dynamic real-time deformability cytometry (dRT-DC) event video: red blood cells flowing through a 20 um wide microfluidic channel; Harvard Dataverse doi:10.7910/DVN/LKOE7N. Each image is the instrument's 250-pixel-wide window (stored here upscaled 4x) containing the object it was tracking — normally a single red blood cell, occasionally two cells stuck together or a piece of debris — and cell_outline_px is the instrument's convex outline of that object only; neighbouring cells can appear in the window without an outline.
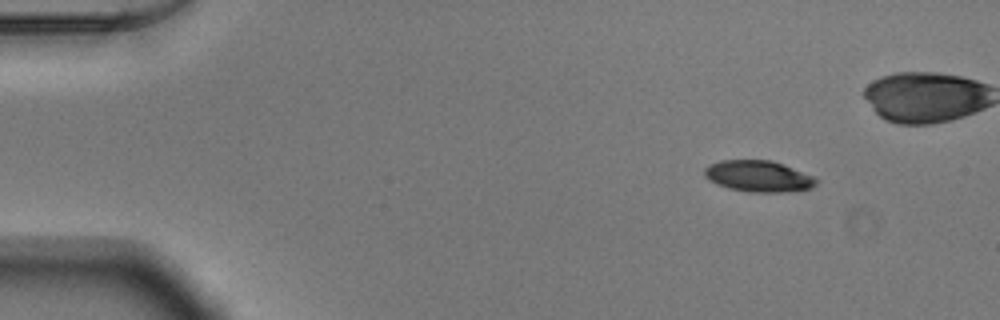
{"species": "Egyptian fruit bat (a non-hibernating species)", "species_latin": "Rousettus aegyptiacus", "temperature_condition": "warm", "stored_images_in_passage": 41, "camera_frame_rate_fps": 3000, "um_per_image_px": 0.085, "animal": {"sex": "male"}, "frame": {"image": 1, "passage_image": 1, "time_ms": 0.0, "image_size_px": [1000, 320], "cell_outline_px": [[820, 180], [812, 188], [780, 192], [748, 192], [728, 188], [716, 184], [708, 180], [704, 176], [704, 168], [708, 164], [720, 160], [768, 160], [780, 164], [812, 176]], "centroid_in_image_um": [64.4, 14.98], "position_along_channel_um": 20.6, "area_um2": 20.23}}
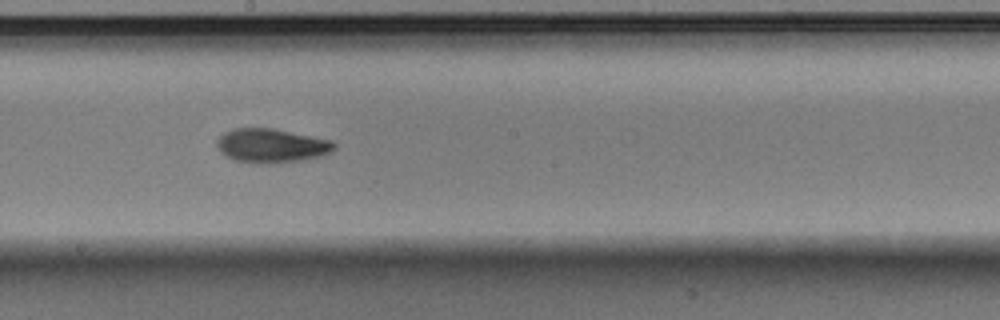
{"frame": {"image": 2, "passage_image": 24, "time_ms": 7.667, "image_size_px": [1000, 320], "cell_outline_px": [[336, 148], [328, 152], [316, 156], [300, 160], [264, 164], [256, 164], [232, 160], [224, 156], [220, 152], [216, 144], [216, 140], [224, 132], [232, 128], [272, 128], [332, 140], [336, 144]], "centroid_in_image_um": [22.99, 12.38], "position_along_channel_um": 225.2, "area_um2": 23.29}}
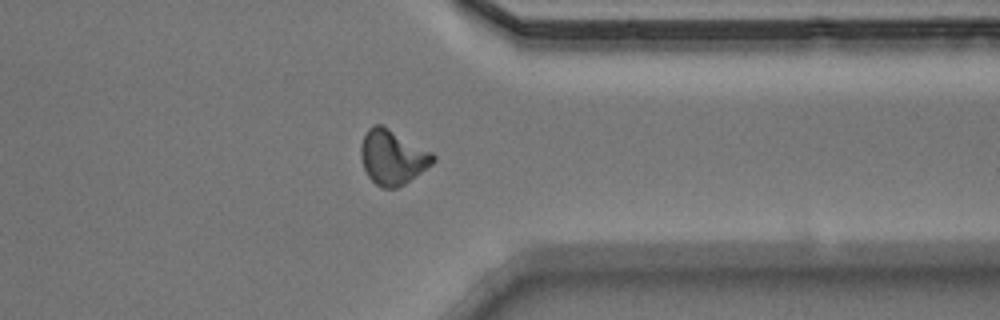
{"frame": {"image": 3, "passage_image": 36, "time_ms": 11.667, "image_size_px": [1000, 320], "cell_outline_px": [[436, 160], [432, 164], [404, 184], [396, 188], [384, 188], [376, 184], [368, 176], [364, 168], [360, 156], [360, 144], [368, 128], [372, 124], [380, 124], [388, 128], [432, 152], [436, 156]], "centroid_in_image_um": [33.35, 13.35], "position_along_channel_um": 378.1, "area_um2": 22.83}}